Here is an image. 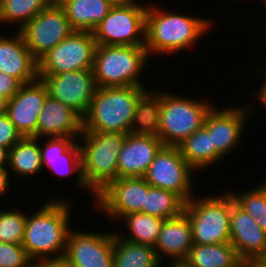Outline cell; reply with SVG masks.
Returning <instances> with one entry per match:
<instances>
[{
    "mask_svg": "<svg viewBox=\"0 0 266 267\" xmlns=\"http://www.w3.org/2000/svg\"><path fill=\"white\" fill-rule=\"evenodd\" d=\"M161 7L162 5L152 2L147 6L145 48L150 58L161 54L178 55L193 47L212 29V20L208 18L181 14L180 11H174V8L171 11Z\"/></svg>",
    "mask_w": 266,
    "mask_h": 267,
    "instance_id": "cell-1",
    "label": "cell"
},
{
    "mask_svg": "<svg viewBox=\"0 0 266 267\" xmlns=\"http://www.w3.org/2000/svg\"><path fill=\"white\" fill-rule=\"evenodd\" d=\"M193 196L186 202L184 214L188 217L195 244L230 243V192ZM213 196V197H212Z\"/></svg>",
    "mask_w": 266,
    "mask_h": 267,
    "instance_id": "cell-7",
    "label": "cell"
},
{
    "mask_svg": "<svg viewBox=\"0 0 266 267\" xmlns=\"http://www.w3.org/2000/svg\"><path fill=\"white\" fill-rule=\"evenodd\" d=\"M185 205L186 201L179 194L149 184L141 212L167 220L181 216L184 213Z\"/></svg>",
    "mask_w": 266,
    "mask_h": 267,
    "instance_id": "cell-30",
    "label": "cell"
},
{
    "mask_svg": "<svg viewBox=\"0 0 266 267\" xmlns=\"http://www.w3.org/2000/svg\"><path fill=\"white\" fill-rule=\"evenodd\" d=\"M163 146L158 136L126 134L118 154V178L143 177Z\"/></svg>",
    "mask_w": 266,
    "mask_h": 267,
    "instance_id": "cell-19",
    "label": "cell"
},
{
    "mask_svg": "<svg viewBox=\"0 0 266 267\" xmlns=\"http://www.w3.org/2000/svg\"><path fill=\"white\" fill-rule=\"evenodd\" d=\"M150 88L97 87L87 114L83 131L131 133L135 105Z\"/></svg>",
    "mask_w": 266,
    "mask_h": 267,
    "instance_id": "cell-3",
    "label": "cell"
},
{
    "mask_svg": "<svg viewBox=\"0 0 266 267\" xmlns=\"http://www.w3.org/2000/svg\"><path fill=\"white\" fill-rule=\"evenodd\" d=\"M210 102V103H209ZM213 104L207 98L195 99L171 91H161L158 137L164 146H178L204 125Z\"/></svg>",
    "mask_w": 266,
    "mask_h": 267,
    "instance_id": "cell-6",
    "label": "cell"
},
{
    "mask_svg": "<svg viewBox=\"0 0 266 267\" xmlns=\"http://www.w3.org/2000/svg\"><path fill=\"white\" fill-rule=\"evenodd\" d=\"M0 72L15 77L22 84L38 78V62L19 31L15 30L14 35L8 37L0 33Z\"/></svg>",
    "mask_w": 266,
    "mask_h": 267,
    "instance_id": "cell-22",
    "label": "cell"
},
{
    "mask_svg": "<svg viewBox=\"0 0 266 267\" xmlns=\"http://www.w3.org/2000/svg\"><path fill=\"white\" fill-rule=\"evenodd\" d=\"M140 2L136 0L126 5L112 6L92 31L96 44L145 46L148 3Z\"/></svg>",
    "mask_w": 266,
    "mask_h": 267,
    "instance_id": "cell-8",
    "label": "cell"
},
{
    "mask_svg": "<svg viewBox=\"0 0 266 267\" xmlns=\"http://www.w3.org/2000/svg\"><path fill=\"white\" fill-rule=\"evenodd\" d=\"M230 243L242 261L266 259V231L234 202L231 194Z\"/></svg>",
    "mask_w": 266,
    "mask_h": 267,
    "instance_id": "cell-18",
    "label": "cell"
},
{
    "mask_svg": "<svg viewBox=\"0 0 266 267\" xmlns=\"http://www.w3.org/2000/svg\"><path fill=\"white\" fill-rule=\"evenodd\" d=\"M8 99L0 96V116L6 114Z\"/></svg>",
    "mask_w": 266,
    "mask_h": 267,
    "instance_id": "cell-42",
    "label": "cell"
},
{
    "mask_svg": "<svg viewBox=\"0 0 266 267\" xmlns=\"http://www.w3.org/2000/svg\"><path fill=\"white\" fill-rule=\"evenodd\" d=\"M181 155L195 171H206L221 163L223 157L212 146L211 134L202 126L178 145Z\"/></svg>",
    "mask_w": 266,
    "mask_h": 267,
    "instance_id": "cell-23",
    "label": "cell"
},
{
    "mask_svg": "<svg viewBox=\"0 0 266 267\" xmlns=\"http://www.w3.org/2000/svg\"><path fill=\"white\" fill-rule=\"evenodd\" d=\"M122 221L125 224L124 227L126 226V232L120 231V233L117 230L115 232L120 238L154 247L159 237L163 219L136 212L123 216L118 222L121 223Z\"/></svg>",
    "mask_w": 266,
    "mask_h": 267,
    "instance_id": "cell-28",
    "label": "cell"
},
{
    "mask_svg": "<svg viewBox=\"0 0 266 267\" xmlns=\"http://www.w3.org/2000/svg\"><path fill=\"white\" fill-rule=\"evenodd\" d=\"M252 105L246 103L243 106L234 105L229 108L213 105L207 113L203 126L211 134L212 146H215L223 158L241 147L240 141L244 138V131L247 130L249 115L251 116L250 113L256 108L251 107Z\"/></svg>",
    "mask_w": 266,
    "mask_h": 267,
    "instance_id": "cell-14",
    "label": "cell"
},
{
    "mask_svg": "<svg viewBox=\"0 0 266 267\" xmlns=\"http://www.w3.org/2000/svg\"><path fill=\"white\" fill-rule=\"evenodd\" d=\"M52 1L0 0V25L14 23L13 25L17 24L16 31H19Z\"/></svg>",
    "mask_w": 266,
    "mask_h": 267,
    "instance_id": "cell-31",
    "label": "cell"
},
{
    "mask_svg": "<svg viewBox=\"0 0 266 267\" xmlns=\"http://www.w3.org/2000/svg\"><path fill=\"white\" fill-rule=\"evenodd\" d=\"M31 261L22 244L0 242V267H30Z\"/></svg>",
    "mask_w": 266,
    "mask_h": 267,
    "instance_id": "cell-34",
    "label": "cell"
},
{
    "mask_svg": "<svg viewBox=\"0 0 266 267\" xmlns=\"http://www.w3.org/2000/svg\"><path fill=\"white\" fill-rule=\"evenodd\" d=\"M83 118L72 108L47 95L37 122V138L70 137L78 140Z\"/></svg>",
    "mask_w": 266,
    "mask_h": 267,
    "instance_id": "cell-21",
    "label": "cell"
},
{
    "mask_svg": "<svg viewBox=\"0 0 266 267\" xmlns=\"http://www.w3.org/2000/svg\"><path fill=\"white\" fill-rule=\"evenodd\" d=\"M243 267H266V259L243 261Z\"/></svg>",
    "mask_w": 266,
    "mask_h": 267,
    "instance_id": "cell-41",
    "label": "cell"
},
{
    "mask_svg": "<svg viewBox=\"0 0 266 267\" xmlns=\"http://www.w3.org/2000/svg\"><path fill=\"white\" fill-rule=\"evenodd\" d=\"M74 31L57 0H53L19 30L37 61Z\"/></svg>",
    "mask_w": 266,
    "mask_h": 267,
    "instance_id": "cell-11",
    "label": "cell"
},
{
    "mask_svg": "<svg viewBox=\"0 0 266 267\" xmlns=\"http://www.w3.org/2000/svg\"><path fill=\"white\" fill-rule=\"evenodd\" d=\"M88 231H69L62 258L67 267H113L115 231Z\"/></svg>",
    "mask_w": 266,
    "mask_h": 267,
    "instance_id": "cell-12",
    "label": "cell"
},
{
    "mask_svg": "<svg viewBox=\"0 0 266 267\" xmlns=\"http://www.w3.org/2000/svg\"><path fill=\"white\" fill-rule=\"evenodd\" d=\"M26 220V211L0 208V242L22 244Z\"/></svg>",
    "mask_w": 266,
    "mask_h": 267,
    "instance_id": "cell-33",
    "label": "cell"
},
{
    "mask_svg": "<svg viewBox=\"0 0 266 267\" xmlns=\"http://www.w3.org/2000/svg\"><path fill=\"white\" fill-rule=\"evenodd\" d=\"M148 89L135 105L131 133L157 136L160 127L161 90Z\"/></svg>",
    "mask_w": 266,
    "mask_h": 267,
    "instance_id": "cell-27",
    "label": "cell"
},
{
    "mask_svg": "<svg viewBox=\"0 0 266 267\" xmlns=\"http://www.w3.org/2000/svg\"><path fill=\"white\" fill-rule=\"evenodd\" d=\"M21 85L22 83L15 77L0 72V96L12 98Z\"/></svg>",
    "mask_w": 266,
    "mask_h": 267,
    "instance_id": "cell-36",
    "label": "cell"
},
{
    "mask_svg": "<svg viewBox=\"0 0 266 267\" xmlns=\"http://www.w3.org/2000/svg\"><path fill=\"white\" fill-rule=\"evenodd\" d=\"M10 177V172L7 168H0V200H2V195L5 196L9 192L12 179Z\"/></svg>",
    "mask_w": 266,
    "mask_h": 267,
    "instance_id": "cell-38",
    "label": "cell"
},
{
    "mask_svg": "<svg viewBox=\"0 0 266 267\" xmlns=\"http://www.w3.org/2000/svg\"><path fill=\"white\" fill-rule=\"evenodd\" d=\"M30 267H67L63 259L32 260Z\"/></svg>",
    "mask_w": 266,
    "mask_h": 267,
    "instance_id": "cell-39",
    "label": "cell"
},
{
    "mask_svg": "<svg viewBox=\"0 0 266 267\" xmlns=\"http://www.w3.org/2000/svg\"><path fill=\"white\" fill-rule=\"evenodd\" d=\"M256 1V0H255ZM260 2L263 4L264 3V7H266V0H260Z\"/></svg>",
    "mask_w": 266,
    "mask_h": 267,
    "instance_id": "cell-46",
    "label": "cell"
},
{
    "mask_svg": "<svg viewBox=\"0 0 266 267\" xmlns=\"http://www.w3.org/2000/svg\"><path fill=\"white\" fill-rule=\"evenodd\" d=\"M63 198L53 196L27 214L22 246L31 260L63 258L72 229L70 200Z\"/></svg>",
    "mask_w": 266,
    "mask_h": 267,
    "instance_id": "cell-2",
    "label": "cell"
},
{
    "mask_svg": "<svg viewBox=\"0 0 266 267\" xmlns=\"http://www.w3.org/2000/svg\"><path fill=\"white\" fill-rule=\"evenodd\" d=\"M96 46L92 32L74 31L37 61L38 75L92 69Z\"/></svg>",
    "mask_w": 266,
    "mask_h": 267,
    "instance_id": "cell-9",
    "label": "cell"
},
{
    "mask_svg": "<svg viewBox=\"0 0 266 267\" xmlns=\"http://www.w3.org/2000/svg\"><path fill=\"white\" fill-rule=\"evenodd\" d=\"M47 95V86L37 78L22 84L18 92L8 99L6 115L22 137L37 138V122Z\"/></svg>",
    "mask_w": 266,
    "mask_h": 267,
    "instance_id": "cell-17",
    "label": "cell"
},
{
    "mask_svg": "<svg viewBox=\"0 0 266 267\" xmlns=\"http://www.w3.org/2000/svg\"><path fill=\"white\" fill-rule=\"evenodd\" d=\"M166 267H184L182 264H180V265H167Z\"/></svg>",
    "mask_w": 266,
    "mask_h": 267,
    "instance_id": "cell-44",
    "label": "cell"
},
{
    "mask_svg": "<svg viewBox=\"0 0 266 267\" xmlns=\"http://www.w3.org/2000/svg\"><path fill=\"white\" fill-rule=\"evenodd\" d=\"M9 150L0 146V168L8 167Z\"/></svg>",
    "mask_w": 266,
    "mask_h": 267,
    "instance_id": "cell-40",
    "label": "cell"
},
{
    "mask_svg": "<svg viewBox=\"0 0 266 267\" xmlns=\"http://www.w3.org/2000/svg\"><path fill=\"white\" fill-rule=\"evenodd\" d=\"M124 133L82 131L79 144L87 187L97 195L118 178V154Z\"/></svg>",
    "mask_w": 266,
    "mask_h": 267,
    "instance_id": "cell-5",
    "label": "cell"
},
{
    "mask_svg": "<svg viewBox=\"0 0 266 267\" xmlns=\"http://www.w3.org/2000/svg\"><path fill=\"white\" fill-rule=\"evenodd\" d=\"M257 67V68H256ZM253 70L256 71V75L258 73V77L260 78L261 74L262 75L261 79L263 80L262 83H260V87H257V91L254 93L255 97H257L255 99V101H257L256 103H258L257 105H262L263 109L266 110V73L264 71H262V68L259 66H256ZM263 72V73H262ZM262 84V85H261Z\"/></svg>",
    "mask_w": 266,
    "mask_h": 267,
    "instance_id": "cell-37",
    "label": "cell"
},
{
    "mask_svg": "<svg viewBox=\"0 0 266 267\" xmlns=\"http://www.w3.org/2000/svg\"><path fill=\"white\" fill-rule=\"evenodd\" d=\"M22 135L17 131L10 118L4 114L0 116V146L10 150Z\"/></svg>",
    "mask_w": 266,
    "mask_h": 267,
    "instance_id": "cell-35",
    "label": "cell"
},
{
    "mask_svg": "<svg viewBox=\"0 0 266 267\" xmlns=\"http://www.w3.org/2000/svg\"><path fill=\"white\" fill-rule=\"evenodd\" d=\"M184 267H243L236 249L231 243L195 244L182 263Z\"/></svg>",
    "mask_w": 266,
    "mask_h": 267,
    "instance_id": "cell-26",
    "label": "cell"
},
{
    "mask_svg": "<svg viewBox=\"0 0 266 267\" xmlns=\"http://www.w3.org/2000/svg\"><path fill=\"white\" fill-rule=\"evenodd\" d=\"M260 185L266 190V182H265V180H264L263 183H260Z\"/></svg>",
    "mask_w": 266,
    "mask_h": 267,
    "instance_id": "cell-45",
    "label": "cell"
},
{
    "mask_svg": "<svg viewBox=\"0 0 266 267\" xmlns=\"http://www.w3.org/2000/svg\"><path fill=\"white\" fill-rule=\"evenodd\" d=\"M234 202L246 211L255 222L266 231V190L259 184L258 186L243 192H234L228 189Z\"/></svg>",
    "mask_w": 266,
    "mask_h": 267,
    "instance_id": "cell-32",
    "label": "cell"
},
{
    "mask_svg": "<svg viewBox=\"0 0 266 267\" xmlns=\"http://www.w3.org/2000/svg\"><path fill=\"white\" fill-rule=\"evenodd\" d=\"M107 1L111 3L113 6H115V5H126L136 0H107Z\"/></svg>",
    "mask_w": 266,
    "mask_h": 267,
    "instance_id": "cell-43",
    "label": "cell"
},
{
    "mask_svg": "<svg viewBox=\"0 0 266 267\" xmlns=\"http://www.w3.org/2000/svg\"><path fill=\"white\" fill-rule=\"evenodd\" d=\"M113 267H163L154 247L114 237Z\"/></svg>",
    "mask_w": 266,
    "mask_h": 267,
    "instance_id": "cell-29",
    "label": "cell"
},
{
    "mask_svg": "<svg viewBox=\"0 0 266 267\" xmlns=\"http://www.w3.org/2000/svg\"><path fill=\"white\" fill-rule=\"evenodd\" d=\"M148 190L143 177L117 178L96 195L93 207L118 223L123 216L143 210Z\"/></svg>",
    "mask_w": 266,
    "mask_h": 267,
    "instance_id": "cell-13",
    "label": "cell"
},
{
    "mask_svg": "<svg viewBox=\"0 0 266 267\" xmlns=\"http://www.w3.org/2000/svg\"><path fill=\"white\" fill-rule=\"evenodd\" d=\"M42 138L22 137L10 150L8 170L12 177H21L24 180L42 172L40 143ZM28 177V178H27ZM27 178V179H26Z\"/></svg>",
    "mask_w": 266,
    "mask_h": 267,
    "instance_id": "cell-25",
    "label": "cell"
},
{
    "mask_svg": "<svg viewBox=\"0 0 266 267\" xmlns=\"http://www.w3.org/2000/svg\"><path fill=\"white\" fill-rule=\"evenodd\" d=\"M44 144L40 143V152L42 167L49 169L54 175L62 177L72 176L75 174V189L87 190L94 197L96 195L87 187L82 172L81 148L78 140L70 137H45ZM77 173V174H76ZM78 187V188H77ZM94 195V196H93Z\"/></svg>",
    "mask_w": 266,
    "mask_h": 267,
    "instance_id": "cell-16",
    "label": "cell"
},
{
    "mask_svg": "<svg viewBox=\"0 0 266 267\" xmlns=\"http://www.w3.org/2000/svg\"><path fill=\"white\" fill-rule=\"evenodd\" d=\"M75 31L92 32L113 6L107 0H57Z\"/></svg>",
    "mask_w": 266,
    "mask_h": 267,
    "instance_id": "cell-24",
    "label": "cell"
},
{
    "mask_svg": "<svg viewBox=\"0 0 266 267\" xmlns=\"http://www.w3.org/2000/svg\"><path fill=\"white\" fill-rule=\"evenodd\" d=\"M150 59L145 46L97 45L92 67L97 87H147L141 77Z\"/></svg>",
    "mask_w": 266,
    "mask_h": 267,
    "instance_id": "cell-4",
    "label": "cell"
},
{
    "mask_svg": "<svg viewBox=\"0 0 266 267\" xmlns=\"http://www.w3.org/2000/svg\"><path fill=\"white\" fill-rule=\"evenodd\" d=\"M193 245L192 229L188 217L183 213L176 218L163 220L159 237L154 245L156 255L163 266L180 265Z\"/></svg>",
    "mask_w": 266,
    "mask_h": 267,
    "instance_id": "cell-20",
    "label": "cell"
},
{
    "mask_svg": "<svg viewBox=\"0 0 266 267\" xmlns=\"http://www.w3.org/2000/svg\"><path fill=\"white\" fill-rule=\"evenodd\" d=\"M194 173L178 146H163L143 178L151 186L173 191L188 202L195 195Z\"/></svg>",
    "mask_w": 266,
    "mask_h": 267,
    "instance_id": "cell-10",
    "label": "cell"
},
{
    "mask_svg": "<svg viewBox=\"0 0 266 267\" xmlns=\"http://www.w3.org/2000/svg\"><path fill=\"white\" fill-rule=\"evenodd\" d=\"M48 95L72 108L82 118L87 114L97 85L92 69L66 71L56 75H38Z\"/></svg>",
    "mask_w": 266,
    "mask_h": 267,
    "instance_id": "cell-15",
    "label": "cell"
}]
</instances>
